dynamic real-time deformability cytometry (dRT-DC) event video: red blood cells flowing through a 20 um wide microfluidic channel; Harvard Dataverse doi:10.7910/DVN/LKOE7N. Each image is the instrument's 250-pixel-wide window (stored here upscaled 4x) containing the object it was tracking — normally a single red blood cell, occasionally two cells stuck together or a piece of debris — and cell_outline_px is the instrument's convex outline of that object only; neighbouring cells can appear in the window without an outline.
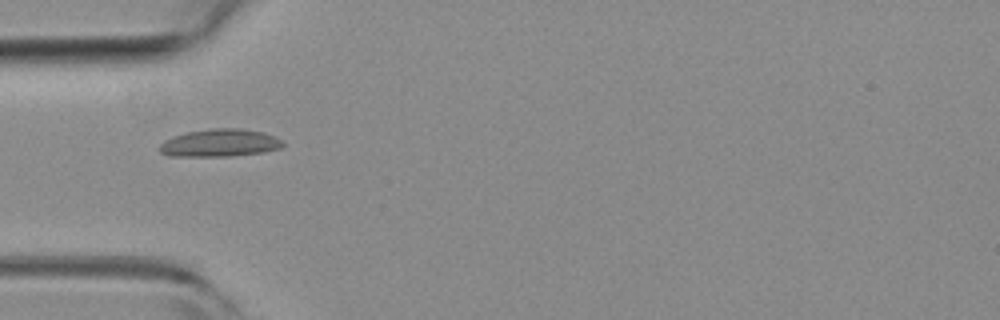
{"species": "common noctule bat (a hibernating species)", "species_latin": "Nyctalus noctula", "temperature_condition": "room temperature", "stored_images_in_passage": 5, "camera_frame_rate_fps": 3000, "um_per_image_px": 0.085, "animal": {"sex": "female", "body_mass_g": 19.3, "forearm_length_mm": 54.1}, "frame": {"image": 1, "passage_image": 5, "time_ms": 1.333, "image_size_px": [1000, 320], "cell_outline_px": [[284, 144], [280, 148], [264, 152], [232, 156], [168, 156], [160, 152], [160, 144], [164, 140], [172, 136], [188, 132], [212, 128], [240, 128], [264, 132], [276, 136]], "centroid_in_image_um": [18.68, 12.15], "position_along_channel_um": 66.3, "area_um2": 19.94}}